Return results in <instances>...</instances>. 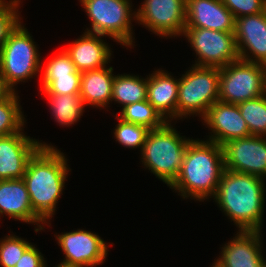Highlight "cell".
Listing matches in <instances>:
<instances>
[{
  "mask_svg": "<svg viewBox=\"0 0 266 267\" xmlns=\"http://www.w3.org/2000/svg\"><path fill=\"white\" fill-rule=\"evenodd\" d=\"M186 27L235 32V18L221 0H186Z\"/></svg>",
  "mask_w": 266,
  "mask_h": 267,
  "instance_id": "obj_18",
  "label": "cell"
},
{
  "mask_svg": "<svg viewBox=\"0 0 266 267\" xmlns=\"http://www.w3.org/2000/svg\"><path fill=\"white\" fill-rule=\"evenodd\" d=\"M14 90L6 83L3 74L0 71V101L7 99Z\"/></svg>",
  "mask_w": 266,
  "mask_h": 267,
  "instance_id": "obj_34",
  "label": "cell"
},
{
  "mask_svg": "<svg viewBox=\"0 0 266 267\" xmlns=\"http://www.w3.org/2000/svg\"><path fill=\"white\" fill-rule=\"evenodd\" d=\"M31 244L14 234L5 236L0 240V266L15 267L22 254Z\"/></svg>",
  "mask_w": 266,
  "mask_h": 267,
  "instance_id": "obj_29",
  "label": "cell"
},
{
  "mask_svg": "<svg viewBox=\"0 0 266 267\" xmlns=\"http://www.w3.org/2000/svg\"><path fill=\"white\" fill-rule=\"evenodd\" d=\"M202 120L203 125L206 124L212 131L206 140L221 146L230 140L251 136L237 104L218 100L208 109Z\"/></svg>",
  "mask_w": 266,
  "mask_h": 267,
  "instance_id": "obj_15",
  "label": "cell"
},
{
  "mask_svg": "<svg viewBox=\"0 0 266 267\" xmlns=\"http://www.w3.org/2000/svg\"><path fill=\"white\" fill-rule=\"evenodd\" d=\"M45 267H47V265H46ZM55 267H69V266H65V265H62V264H58V265L55 266Z\"/></svg>",
  "mask_w": 266,
  "mask_h": 267,
  "instance_id": "obj_35",
  "label": "cell"
},
{
  "mask_svg": "<svg viewBox=\"0 0 266 267\" xmlns=\"http://www.w3.org/2000/svg\"><path fill=\"white\" fill-rule=\"evenodd\" d=\"M182 36L198 56L193 65L221 68L239 59L234 32L185 27Z\"/></svg>",
  "mask_w": 266,
  "mask_h": 267,
  "instance_id": "obj_9",
  "label": "cell"
},
{
  "mask_svg": "<svg viewBox=\"0 0 266 267\" xmlns=\"http://www.w3.org/2000/svg\"><path fill=\"white\" fill-rule=\"evenodd\" d=\"M237 105L250 135L266 136V93Z\"/></svg>",
  "mask_w": 266,
  "mask_h": 267,
  "instance_id": "obj_26",
  "label": "cell"
},
{
  "mask_svg": "<svg viewBox=\"0 0 266 267\" xmlns=\"http://www.w3.org/2000/svg\"><path fill=\"white\" fill-rule=\"evenodd\" d=\"M20 2L21 0H5L0 5V49L10 33L21 22L22 18L18 8Z\"/></svg>",
  "mask_w": 266,
  "mask_h": 267,
  "instance_id": "obj_30",
  "label": "cell"
},
{
  "mask_svg": "<svg viewBox=\"0 0 266 267\" xmlns=\"http://www.w3.org/2000/svg\"><path fill=\"white\" fill-rule=\"evenodd\" d=\"M102 37L105 36L85 31L82 36L64 48L77 71L99 69L110 63L113 51Z\"/></svg>",
  "mask_w": 266,
  "mask_h": 267,
  "instance_id": "obj_19",
  "label": "cell"
},
{
  "mask_svg": "<svg viewBox=\"0 0 266 267\" xmlns=\"http://www.w3.org/2000/svg\"><path fill=\"white\" fill-rule=\"evenodd\" d=\"M40 89L43 94H79L81 73H71L63 76H41Z\"/></svg>",
  "mask_w": 266,
  "mask_h": 267,
  "instance_id": "obj_28",
  "label": "cell"
},
{
  "mask_svg": "<svg viewBox=\"0 0 266 267\" xmlns=\"http://www.w3.org/2000/svg\"><path fill=\"white\" fill-rule=\"evenodd\" d=\"M265 179L225 169L212 197L238 231H261L265 204Z\"/></svg>",
  "mask_w": 266,
  "mask_h": 267,
  "instance_id": "obj_1",
  "label": "cell"
},
{
  "mask_svg": "<svg viewBox=\"0 0 266 267\" xmlns=\"http://www.w3.org/2000/svg\"><path fill=\"white\" fill-rule=\"evenodd\" d=\"M71 73L81 72L77 71L70 56L62 49V51L58 52V54L47 61L41 76H63L70 75Z\"/></svg>",
  "mask_w": 266,
  "mask_h": 267,
  "instance_id": "obj_31",
  "label": "cell"
},
{
  "mask_svg": "<svg viewBox=\"0 0 266 267\" xmlns=\"http://www.w3.org/2000/svg\"><path fill=\"white\" fill-rule=\"evenodd\" d=\"M234 18L254 15L266 10V0H221Z\"/></svg>",
  "mask_w": 266,
  "mask_h": 267,
  "instance_id": "obj_32",
  "label": "cell"
},
{
  "mask_svg": "<svg viewBox=\"0 0 266 267\" xmlns=\"http://www.w3.org/2000/svg\"><path fill=\"white\" fill-rule=\"evenodd\" d=\"M79 1L91 21V28H87L86 32L109 36L127 49L135 46L131 22L133 19L136 21V11L131 10V0Z\"/></svg>",
  "mask_w": 266,
  "mask_h": 267,
  "instance_id": "obj_7",
  "label": "cell"
},
{
  "mask_svg": "<svg viewBox=\"0 0 266 267\" xmlns=\"http://www.w3.org/2000/svg\"><path fill=\"white\" fill-rule=\"evenodd\" d=\"M225 170L223 147L208 140L193 139L186 149L181 170L169 186L183 199L212 198Z\"/></svg>",
  "mask_w": 266,
  "mask_h": 267,
  "instance_id": "obj_3",
  "label": "cell"
},
{
  "mask_svg": "<svg viewBox=\"0 0 266 267\" xmlns=\"http://www.w3.org/2000/svg\"><path fill=\"white\" fill-rule=\"evenodd\" d=\"M222 147L225 169L266 179V136L233 139Z\"/></svg>",
  "mask_w": 266,
  "mask_h": 267,
  "instance_id": "obj_12",
  "label": "cell"
},
{
  "mask_svg": "<svg viewBox=\"0 0 266 267\" xmlns=\"http://www.w3.org/2000/svg\"><path fill=\"white\" fill-rule=\"evenodd\" d=\"M63 152L54 146H42L29 160L23 181L34 213L48 224L63 193L71 170Z\"/></svg>",
  "mask_w": 266,
  "mask_h": 267,
  "instance_id": "obj_2",
  "label": "cell"
},
{
  "mask_svg": "<svg viewBox=\"0 0 266 267\" xmlns=\"http://www.w3.org/2000/svg\"><path fill=\"white\" fill-rule=\"evenodd\" d=\"M42 146L53 145L30 138L22 131L0 136V180L23 178L29 160Z\"/></svg>",
  "mask_w": 266,
  "mask_h": 267,
  "instance_id": "obj_13",
  "label": "cell"
},
{
  "mask_svg": "<svg viewBox=\"0 0 266 267\" xmlns=\"http://www.w3.org/2000/svg\"><path fill=\"white\" fill-rule=\"evenodd\" d=\"M136 21L159 37L182 36L186 0H144L136 11Z\"/></svg>",
  "mask_w": 266,
  "mask_h": 267,
  "instance_id": "obj_10",
  "label": "cell"
},
{
  "mask_svg": "<svg viewBox=\"0 0 266 267\" xmlns=\"http://www.w3.org/2000/svg\"><path fill=\"white\" fill-rule=\"evenodd\" d=\"M51 113L59 126H70L83 116L85 104L79 94H45Z\"/></svg>",
  "mask_w": 266,
  "mask_h": 267,
  "instance_id": "obj_23",
  "label": "cell"
},
{
  "mask_svg": "<svg viewBox=\"0 0 266 267\" xmlns=\"http://www.w3.org/2000/svg\"><path fill=\"white\" fill-rule=\"evenodd\" d=\"M266 93V66L237 59L219 68V100L238 104Z\"/></svg>",
  "mask_w": 266,
  "mask_h": 267,
  "instance_id": "obj_8",
  "label": "cell"
},
{
  "mask_svg": "<svg viewBox=\"0 0 266 267\" xmlns=\"http://www.w3.org/2000/svg\"><path fill=\"white\" fill-rule=\"evenodd\" d=\"M4 214L15 221L36 224L35 232L45 230V223L32 209L28 190L22 178L0 180V217H4Z\"/></svg>",
  "mask_w": 266,
  "mask_h": 267,
  "instance_id": "obj_17",
  "label": "cell"
},
{
  "mask_svg": "<svg viewBox=\"0 0 266 267\" xmlns=\"http://www.w3.org/2000/svg\"><path fill=\"white\" fill-rule=\"evenodd\" d=\"M65 258L59 264L69 267H94L107 258L108 244L96 233L77 229L56 234Z\"/></svg>",
  "mask_w": 266,
  "mask_h": 267,
  "instance_id": "obj_11",
  "label": "cell"
},
{
  "mask_svg": "<svg viewBox=\"0 0 266 267\" xmlns=\"http://www.w3.org/2000/svg\"><path fill=\"white\" fill-rule=\"evenodd\" d=\"M30 35L21 21L0 49V71L14 91L19 82L24 83L42 71L40 52Z\"/></svg>",
  "mask_w": 266,
  "mask_h": 267,
  "instance_id": "obj_5",
  "label": "cell"
},
{
  "mask_svg": "<svg viewBox=\"0 0 266 267\" xmlns=\"http://www.w3.org/2000/svg\"><path fill=\"white\" fill-rule=\"evenodd\" d=\"M147 100V77L139 75L117 74L114 77L111 102L121 104L122 108L128 104Z\"/></svg>",
  "mask_w": 266,
  "mask_h": 267,
  "instance_id": "obj_22",
  "label": "cell"
},
{
  "mask_svg": "<svg viewBox=\"0 0 266 267\" xmlns=\"http://www.w3.org/2000/svg\"><path fill=\"white\" fill-rule=\"evenodd\" d=\"M17 91L7 99L0 101V136H8L24 131L25 115H23Z\"/></svg>",
  "mask_w": 266,
  "mask_h": 267,
  "instance_id": "obj_25",
  "label": "cell"
},
{
  "mask_svg": "<svg viewBox=\"0 0 266 267\" xmlns=\"http://www.w3.org/2000/svg\"><path fill=\"white\" fill-rule=\"evenodd\" d=\"M192 140L181 136L171 121L150 130L140 152L143 166L170 186L179 175L186 149Z\"/></svg>",
  "mask_w": 266,
  "mask_h": 267,
  "instance_id": "obj_4",
  "label": "cell"
},
{
  "mask_svg": "<svg viewBox=\"0 0 266 267\" xmlns=\"http://www.w3.org/2000/svg\"><path fill=\"white\" fill-rule=\"evenodd\" d=\"M219 100V68L191 65L179 78L177 120L201 117Z\"/></svg>",
  "mask_w": 266,
  "mask_h": 267,
  "instance_id": "obj_6",
  "label": "cell"
},
{
  "mask_svg": "<svg viewBox=\"0 0 266 267\" xmlns=\"http://www.w3.org/2000/svg\"><path fill=\"white\" fill-rule=\"evenodd\" d=\"M178 86L179 79L166 70L147 75V101L166 121L177 119Z\"/></svg>",
  "mask_w": 266,
  "mask_h": 267,
  "instance_id": "obj_20",
  "label": "cell"
},
{
  "mask_svg": "<svg viewBox=\"0 0 266 267\" xmlns=\"http://www.w3.org/2000/svg\"><path fill=\"white\" fill-rule=\"evenodd\" d=\"M116 118L118 119V124L115 125L116 128L113 131L116 141L126 148H131L132 150L140 148L141 151L150 129L142 125L123 121L117 115Z\"/></svg>",
  "mask_w": 266,
  "mask_h": 267,
  "instance_id": "obj_27",
  "label": "cell"
},
{
  "mask_svg": "<svg viewBox=\"0 0 266 267\" xmlns=\"http://www.w3.org/2000/svg\"><path fill=\"white\" fill-rule=\"evenodd\" d=\"M262 231H239L225 243L211 267H265Z\"/></svg>",
  "mask_w": 266,
  "mask_h": 267,
  "instance_id": "obj_14",
  "label": "cell"
},
{
  "mask_svg": "<svg viewBox=\"0 0 266 267\" xmlns=\"http://www.w3.org/2000/svg\"><path fill=\"white\" fill-rule=\"evenodd\" d=\"M234 36L240 59L266 66V10L236 18Z\"/></svg>",
  "mask_w": 266,
  "mask_h": 267,
  "instance_id": "obj_16",
  "label": "cell"
},
{
  "mask_svg": "<svg viewBox=\"0 0 266 267\" xmlns=\"http://www.w3.org/2000/svg\"><path fill=\"white\" fill-rule=\"evenodd\" d=\"M114 77L111 66L81 72L79 95L85 106L110 107Z\"/></svg>",
  "mask_w": 266,
  "mask_h": 267,
  "instance_id": "obj_21",
  "label": "cell"
},
{
  "mask_svg": "<svg viewBox=\"0 0 266 267\" xmlns=\"http://www.w3.org/2000/svg\"><path fill=\"white\" fill-rule=\"evenodd\" d=\"M117 116L123 121L142 125L150 130L160 128L167 122L147 100L126 105Z\"/></svg>",
  "mask_w": 266,
  "mask_h": 267,
  "instance_id": "obj_24",
  "label": "cell"
},
{
  "mask_svg": "<svg viewBox=\"0 0 266 267\" xmlns=\"http://www.w3.org/2000/svg\"><path fill=\"white\" fill-rule=\"evenodd\" d=\"M45 258L43 254L31 244L22 254L15 267H45Z\"/></svg>",
  "mask_w": 266,
  "mask_h": 267,
  "instance_id": "obj_33",
  "label": "cell"
}]
</instances>
